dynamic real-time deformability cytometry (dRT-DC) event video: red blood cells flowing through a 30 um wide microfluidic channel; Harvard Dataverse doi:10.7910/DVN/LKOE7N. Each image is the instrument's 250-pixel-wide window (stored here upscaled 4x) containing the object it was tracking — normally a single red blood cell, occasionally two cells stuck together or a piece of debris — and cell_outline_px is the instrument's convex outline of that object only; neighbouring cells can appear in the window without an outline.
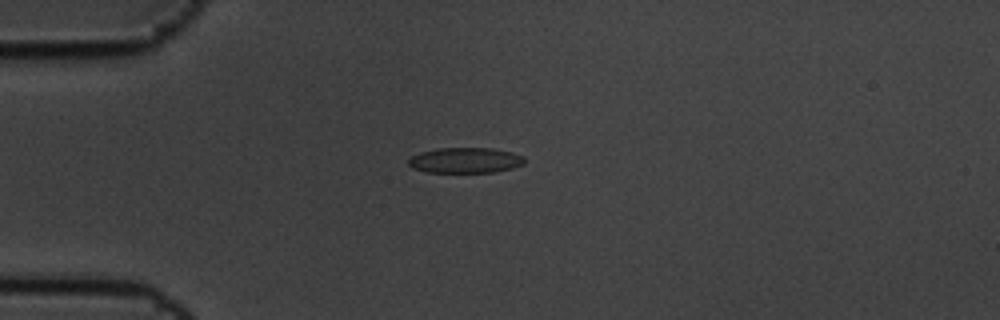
{"species": "common noctule bat (a hibernating species)", "species_latin": "Nyctalus noctula", "temperature_condition": "cold", "stored_images_in_passage": 6, "camera_frame_rate_fps": 3000, "um_per_image_px": 0.085, "animal": {"sex": "male", "body_mass_g": 19.5, "forearm_length_mm": 54.6}, "frame": {"image": 1, "passage_image": 5, "time_ms": 1.333, "image_size_px": [1000, 320], "cell_outline_px": [[524, 164], [512, 168], [492, 172], [424, 172], [412, 168], [408, 164], [408, 160], [412, 156], [420, 152], [436, 148], [492, 148], [512, 152], [524, 156]], "centroid_in_image_um": [39.53, 13.62], "position_along_channel_um": 45.5, "area_um2": 17.28}}